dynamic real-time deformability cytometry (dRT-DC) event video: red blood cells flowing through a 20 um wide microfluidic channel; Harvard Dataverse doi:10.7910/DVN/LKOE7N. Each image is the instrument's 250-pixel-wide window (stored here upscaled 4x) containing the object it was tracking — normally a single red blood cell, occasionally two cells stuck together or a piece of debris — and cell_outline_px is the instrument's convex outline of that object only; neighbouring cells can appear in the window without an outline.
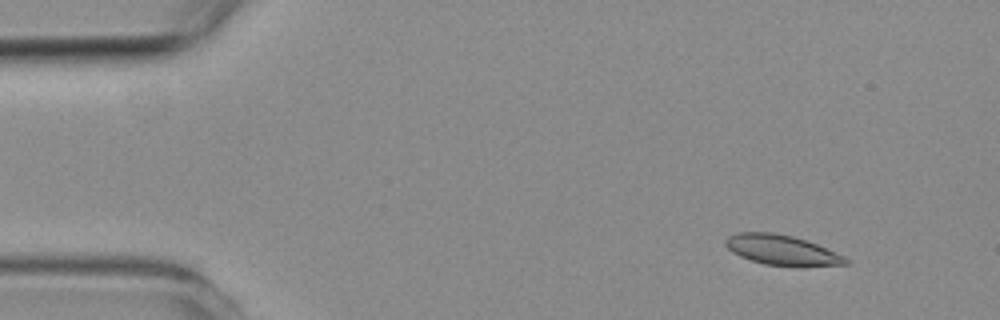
{"species": "common noctule bat (a hibernating species)", "species_latin": "Nyctalus noctula", "temperature_condition": "room temperature", "stored_images_in_passage": 5, "camera_frame_rate_fps": 3000, "um_per_image_px": 0.085, "animal": {"sex": "female", "body_mass_g": 19.3, "forearm_length_mm": 54.1}, "frame": {"image": 1, "passage_image": 2, "time_ms": 1.0, "image_size_px": [1000, 320], "cell_outline_px": [[848, 264], [796, 268], [764, 264], [740, 256], [732, 252], [724, 244], [724, 240], [728, 236], [740, 232], [772, 232], [792, 236], [816, 244], [844, 256], [848, 260]], "centroid_in_image_um": [66.45, 21.28], "position_along_channel_um": 18.5, "area_um2": 21.27}}